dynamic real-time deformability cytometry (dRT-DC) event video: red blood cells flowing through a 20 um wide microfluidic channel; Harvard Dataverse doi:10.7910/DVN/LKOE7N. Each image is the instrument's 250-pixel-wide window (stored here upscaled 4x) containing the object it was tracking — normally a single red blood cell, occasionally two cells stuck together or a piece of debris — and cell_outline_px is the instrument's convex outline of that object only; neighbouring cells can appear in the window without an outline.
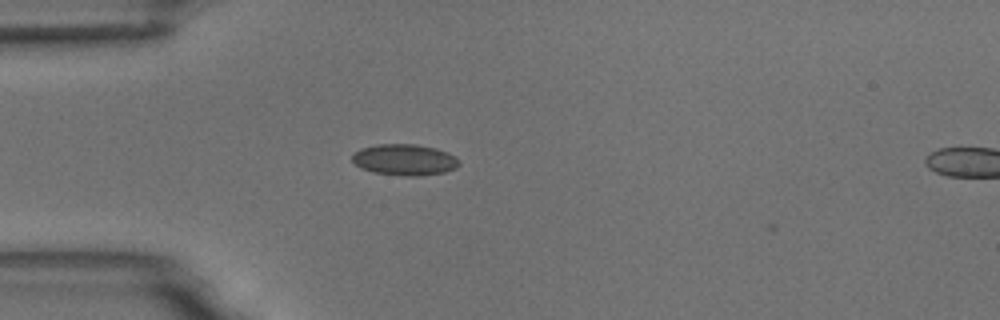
{"species": "common noctule bat (a hibernating species)", "species_latin": "Nyctalus noctula", "temperature_condition": "room temperature", "stored_images_in_passage": 2, "camera_frame_rate_fps": 3000, "um_per_image_px": 0.085, "animal": {"sex": "male", "body_mass_g": 18.8}, "frame": {"image": 1, "passage_image": 1, "time_ms": 0.0, "image_size_px": [1000, 320], "cell_outline_px": [[460, 164], [456, 168], [444, 172], [420, 176], [404, 176], [372, 172], [360, 168], [352, 160], [352, 152], [360, 148], [376, 144], [416, 144], [436, 148], [448, 152], [456, 156], [460, 160]], "centroid_in_image_um": [34.39, 13.57], "position_along_channel_um": 50.6, "area_um2": 19.77}}